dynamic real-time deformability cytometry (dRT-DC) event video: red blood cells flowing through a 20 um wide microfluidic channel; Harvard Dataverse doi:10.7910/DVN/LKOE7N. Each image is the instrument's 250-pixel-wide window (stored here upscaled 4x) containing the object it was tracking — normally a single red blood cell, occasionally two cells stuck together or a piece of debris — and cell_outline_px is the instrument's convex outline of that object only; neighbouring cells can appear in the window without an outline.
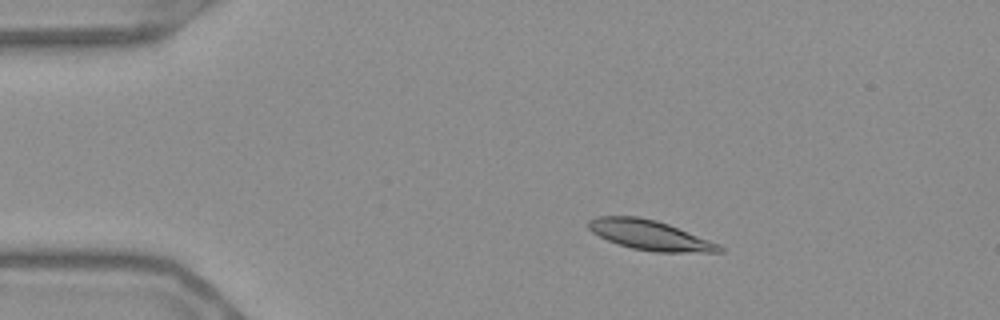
{"species": "Egyptian fruit bat (a non-hibernating species)", "species_latin": "Rousettus aegyptiacus", "temperature_condition": "warm", "stored_images_in_passage": 47, "camera_frame_rate_fps": 3000, "um_per_image_px": 0.085, "frame": {"image": 1, "passage_image": 1, "time_ms": 0.0, "image_size_px": [1000, 320], "cell_outline_px": [[724, 252], [656, 252], [632, 248], [608, 240], [592, 232], [588, 228], [588, 220], [596, 216], [636, 216], [656, 220], [668, 224], [720, 244], [724, 248]], "centroid_in_image_um": [55.25, 19.98], "position_along_channel_um": 29.8, "area_um2": 22.6}}
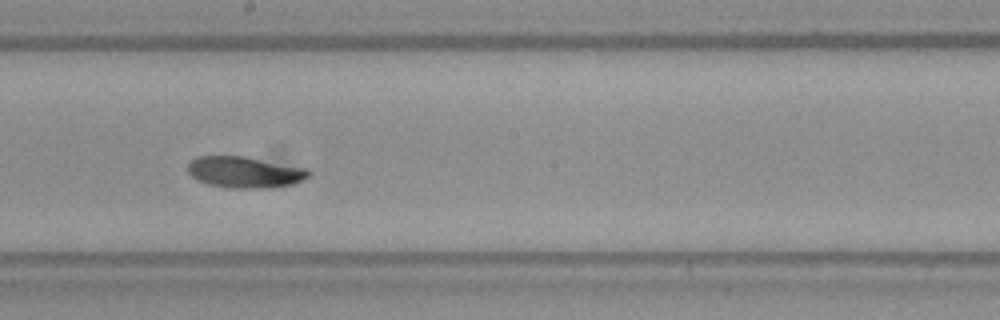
{"frame": {"image": 2, "passage_image": 22, "time_ms": 7.0, "image_size_px": [1000, 320], "cell_outline_px": [[312, 176], [304, 180], [292, 184], [268, 188], [228, 188], [208, 184], [196, 180], [188, 172], [188, 164], [196, 156], [244, 156], [308, 168], [312, 172]], "centroid_in_image_um": [20.84, 14.64], "position_along_channel_um": 227.4, "area_um2": 22.31}}
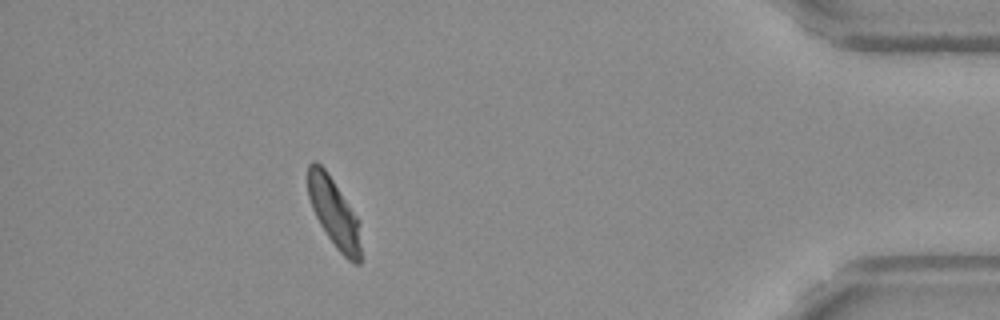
{"frame": {"image": 3, "passage_image": 41, "time_ms": 13.333, "image_size_px": [1000, 320], "cell_outline_px": [[360, 264], [352, 264], [336, 248], [320, 224], [312, 208], [308, 196], [308, 164], [312, 160], [316, 160], [328, 172], [356, 216], [360, 248]], "centroid_in_image_um": [28.35, 18.05], "position_along_channel_um": 406.8, "area_um2": 20.81}, "authors_computed_cell_mechanics": {"area_um2": 22.0218, "velocity_mm_per_s": 3.6457, "shape_relaxation_time_tau1_ms": 8.4143, "shape_relaxation_time_tau2_ms": null, "deformation_change_tau1": 0.1931, "deformation_change_tau2": null}}